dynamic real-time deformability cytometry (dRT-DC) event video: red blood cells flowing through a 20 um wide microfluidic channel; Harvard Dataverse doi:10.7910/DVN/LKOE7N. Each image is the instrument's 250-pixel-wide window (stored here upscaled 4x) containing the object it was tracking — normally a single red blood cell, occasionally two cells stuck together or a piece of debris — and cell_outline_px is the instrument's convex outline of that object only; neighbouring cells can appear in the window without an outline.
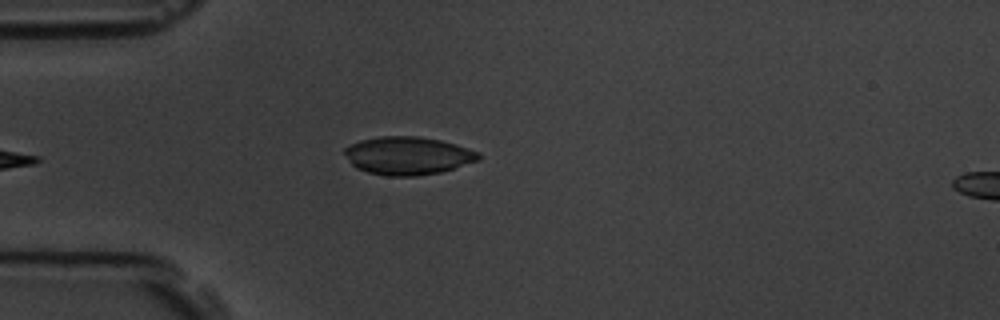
{"species": "common noctule bat (a hibernating species)", "species_latin": "Nyctalus noctula", "temperature_condition": "room temperature", "stored_images_in_passage": 7, "segment_of_instrument_passage": [2, 2], "camera_frame_rate_fps": 3000, "um_per_image_px": 0.085, "animal": {"sex": "male", "body_mass_g": 19.5, "forearm_length_mm": 54.6}, "frame": {"image": 1, "passage_image": 6, "time_ms": 5.667, "image_size_px": [1000, 320], "cell_outline_px": [[480, 160], [440, 172], [416, 176], [388, 176], [368, 172], [356, 168], [352, 164], [344, 152], [344, 148], [360, 140], [380, 136], [420, 136], [440, 140], [456, 144], [480, 152]], "centroid_in_image_um": [34.68, 13.23], "position_along_channel_um": 50.3, "area_um2": 29.65}}